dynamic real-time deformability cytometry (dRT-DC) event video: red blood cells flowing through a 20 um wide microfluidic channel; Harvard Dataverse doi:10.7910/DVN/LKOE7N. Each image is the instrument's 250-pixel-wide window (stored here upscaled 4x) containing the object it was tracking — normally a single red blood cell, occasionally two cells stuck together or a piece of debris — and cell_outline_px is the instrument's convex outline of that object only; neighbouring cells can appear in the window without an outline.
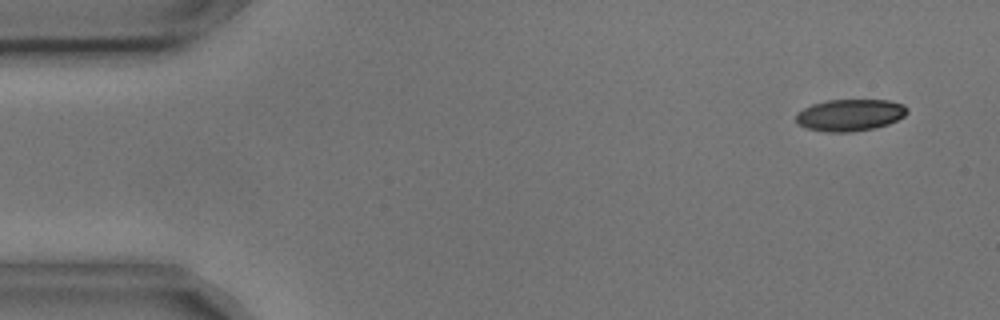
{"species": "common noctule bat (a hibernating species)", "species_latin": "Nyctalus noctula", "temperature_condition": "cold", "stored_images_in_passage": 4, "camera_frame_rate_fps": 3000, "um_per_image_px": 0.085, "animal": {"sex": "male", "body_mass_g": 17.9, "forearm_length_mm": 54.2}, "frame": {"image": 1, "passage_image": 1, "time_ms": 0.0, "image_size_px": [1000, 320], "cell_outline_px": [[908, 112], [904, 116], [888, 124], [876, 128], [852, 132], [828, 132], [808, 128], [796, 124], [796, 112], [812, 104], [828, 100], [888, 100], [904, 104], [908, 108]], "centroid_in_image_um": [72.25, 9.78], "position_along_channel_um": 12.7, "area_um2": 20.75}}